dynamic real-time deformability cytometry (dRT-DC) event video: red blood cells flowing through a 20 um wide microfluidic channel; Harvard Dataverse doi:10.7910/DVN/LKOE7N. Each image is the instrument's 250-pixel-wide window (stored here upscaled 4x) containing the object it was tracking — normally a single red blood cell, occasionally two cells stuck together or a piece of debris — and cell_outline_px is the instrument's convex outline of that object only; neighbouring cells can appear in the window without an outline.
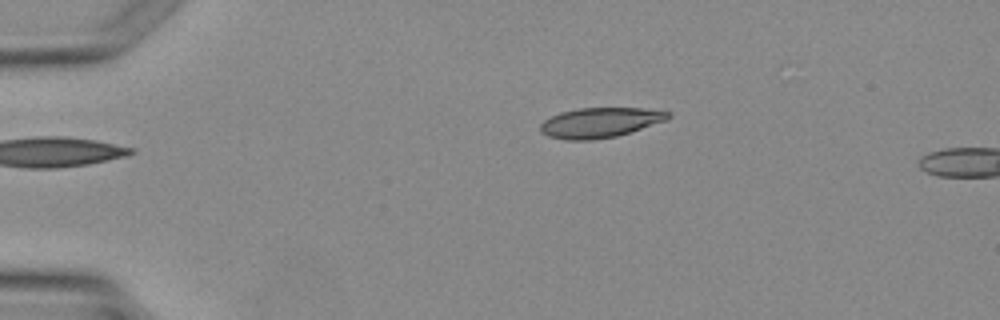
{"species": "Egyptian fruit bat (a non-hibernating species)", "species_latin": "Rousettus aegyptiacus", "temperature_condition": "warm", "stored_images_in_passage": 3, "camera_frame_rate_fps": 3000, "um_per_image_px": 0.085, "animal": {"sex": "female"}, "frame": {"image": 1, "passage_image": 3, "time_ms": 2.333, "image_size_px": [1000, 320], "cell_outline_px": [[672, 116], [668, 120], [616, 136], [592, 140], [564, 140], [548, 136], [540, 132], [540, 124], [544, 120], [560, 112], [580, 108], [644, 108], [672, 112]], "centroid_in_image_um": [51.02, 10.42], "position_along_channel_um": 34.0, "area_um2": 22.43}}